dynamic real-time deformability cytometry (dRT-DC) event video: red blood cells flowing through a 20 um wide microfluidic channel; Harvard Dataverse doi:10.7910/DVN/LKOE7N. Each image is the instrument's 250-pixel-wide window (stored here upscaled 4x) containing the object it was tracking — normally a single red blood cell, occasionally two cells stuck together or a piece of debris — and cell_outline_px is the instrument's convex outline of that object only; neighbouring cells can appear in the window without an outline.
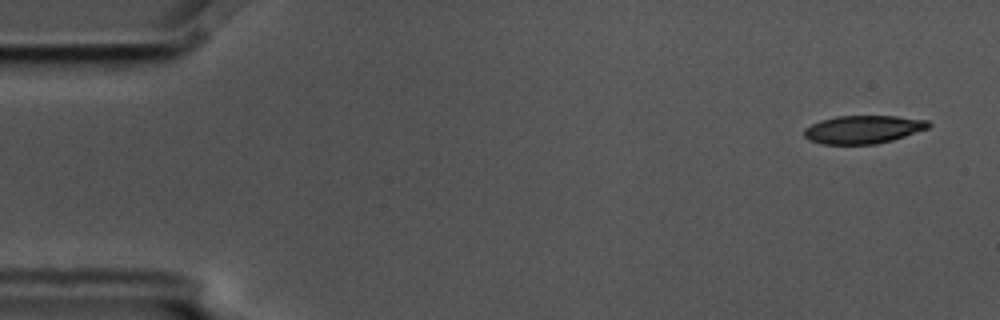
{"species": "common noctule bat (a hibernating species)", "species_latin": "Nyctalus noctula", "temperature_condition": "cold", "stored_images_in_passage": 6, "camera_frame_rate_fps": 3000, "um_per_image_px": 0.085, "animal": {"sex": "male", "body_mass_g": 17.5, "forearm_length_mm": 52.3}, "frame": {"image": 1, "passage_image": 1, "time_ms": 0.0, "image_size_px": [1000, 320], "cell_outline_px": [[932, 124], [928, 128], [892, 140], [876, 144], [820, 144], [808, 140], [804, 136], [804, 128], [820, 120], [836, 116], [896, 116], [928, 120]], "centroid_in_image_um": [73.34, 11.0], "position_along_channel_um": 11.7, "area_um2": 20.4}}
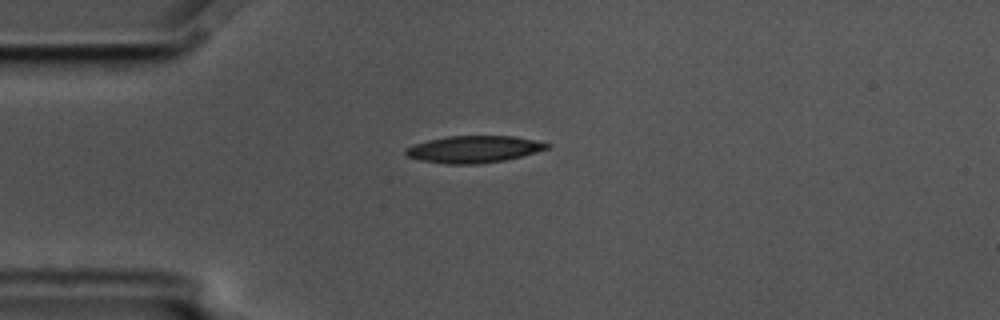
{"frame": {"image": 2, "passage_image": 4, "time_ms": 1.0, "image_size_px": [1000, 320], "cell_outline_px": [[552, 144], [548, 148], [520, 156], [504, 160], [480, 164], [448, 164], [420, 160], [408, 156], [404, 152], [404, 148], [428, 140], [448, 136], [512, 136]], "centroid_in_image_um": [40.23, 12.69], "position_along_channel_um": 44.8, "area_um2": 21.91}}
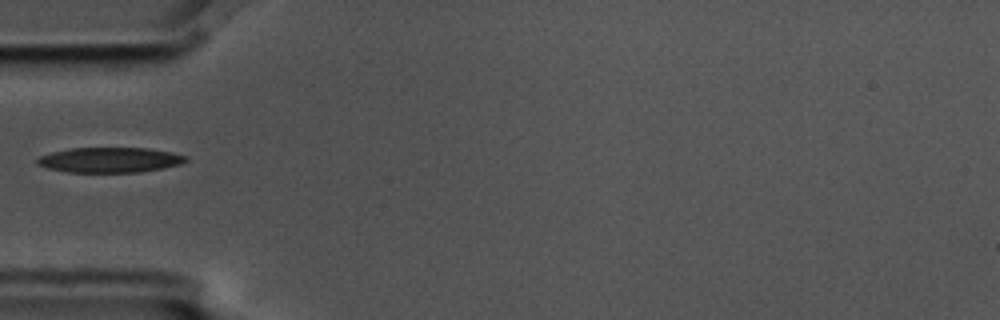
{"frame": {"image": 3, "passage_image": 5, "time_ms": 1.333, "image_size_px": [1000, 320], "cell_outline_px": [[188, 160], [180, 164], [164, 168], [140, 172], [68, 172], [48, 168], [36, 164], [36, 160], [40, 156], [52, 152], [72, 148], [148, 148], [172, 152], [188, 156]], "centroid_in_image_um": [9.36, 13.59], "position_along_channel_um": 75.6, "area_um2": 21.79}}